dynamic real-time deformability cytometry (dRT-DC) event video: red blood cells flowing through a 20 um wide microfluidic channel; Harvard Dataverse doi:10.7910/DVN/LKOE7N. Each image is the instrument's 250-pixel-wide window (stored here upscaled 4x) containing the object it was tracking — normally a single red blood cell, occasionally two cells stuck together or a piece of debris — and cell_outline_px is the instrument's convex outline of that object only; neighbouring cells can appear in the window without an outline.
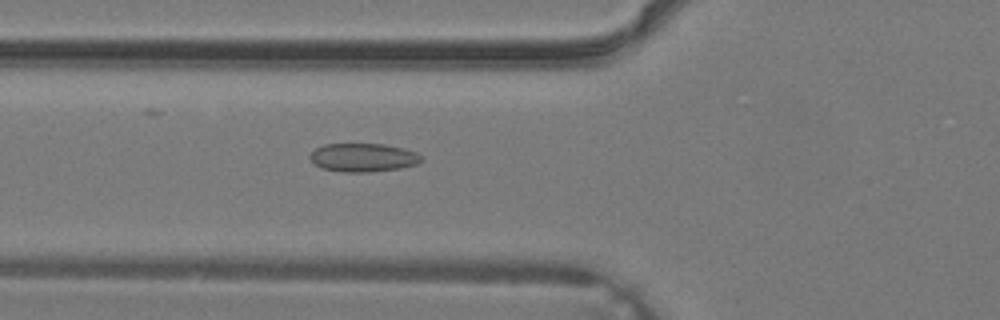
{"species": "common noctule bat (a hibernating species)", "species_latin": "Nyctalus noctula", "temperature_condition": "warm", "stored_images_in_passage": 38, "camera_frame_rate_fps": 3000, "um_per_image_px": 0.085, "animal": {"sex": "male", "body_mass_g": 19.2, "forearm_length_mm": 51.8}, "frame": {"image": 1, "passage_image": 15, "time_ms": 4.667, "image_size_px": [1000, 320], "cell_outline_px": [[424, 156], [416, 164], [400, 168], [368, 172], [340, 172], [320, 168], [308, 156], [316, 148], [324, 144], [384, 144], [404, 148], [416, 152]], "centroid_in_image_um": [30.86, 13.39], "position_along_channel_um": 94.9, "area_um2": 18.5}}
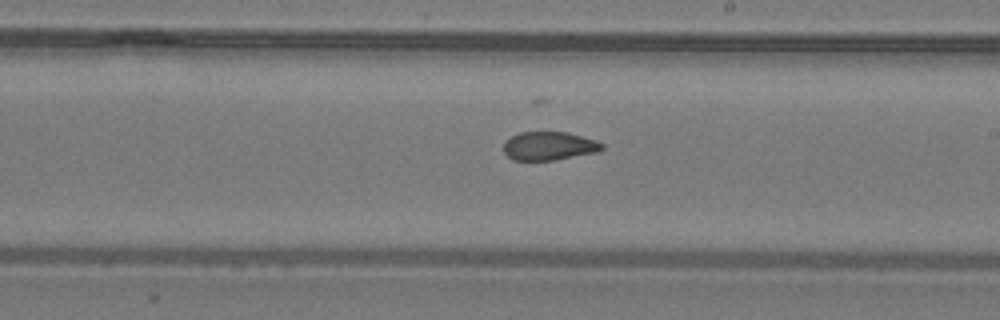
{"frame": {"image": 2, "passage_image": 23, "time_ms": 7.333, "image_size_px": [1000, 320], "cell_outline_px": [[604, 148], [596, 152], [556, 160], [512, 160], [504, 152], [504, 140], [520, 132], [568, 132], [596, 140], [604, 144]], "centroid_in_image_um": [46.67, 12.4], "position_along_channel_um": 242.3, "area_um2": 16.42}}
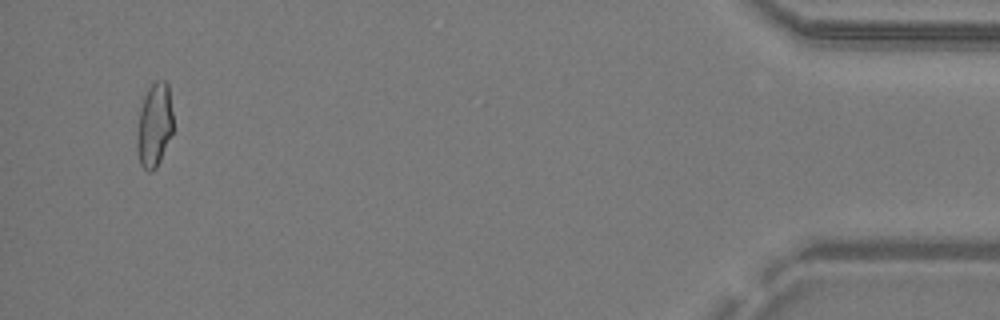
{"frame": {"image": 3, "passage_image": 37, "time_ms": 12.0, "image_size_px": [1000, 320], "cell_outline_px": [[172, 132], [160, 160], [156, 168], [148, 172], [140, 164], [136, 148], [136, 132], [140, 108], [144, 96], [148, 88], [156, 80], [164, 80], [168, 84], [172, 112]], "centroid_in_image_um": [13.09, 10.63], "position_along_channel_um": 422.1, "area_um2": 17.69}}